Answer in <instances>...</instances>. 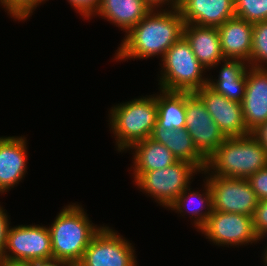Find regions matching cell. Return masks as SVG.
<instances>
[{
	"mask_svg": "<svg viewBox=\"0 0 267 266\" xmlns=\"http://www.w3.org/2000/svg\"><path fill=\"white\" fill-rule=\"evenodd\" d=\"M184 25L179 9L151 10L125 34L114 58L116 61L147 59L156 55L162 58L165 52L183 36Z\"/></svg>",
	"mask_w": 267,
	"mask_h": 266,
	"instance_id": "1",
	"label": "cell"
},
{
	"mask_svg": "<svg viewBox=\"0 0 267 266\" xmlns=\"http://www.w3.org/2000/svg\"><path fill=\"white\" fill-rule=\"evenodd\" d=\"M82 206L72 203L62 208L49 232L53 258L76 266L83 258L85 249L103 226L91 223Z\"/></svg>",
	"mask_w": 267,
	"mask_h": 266,
	"instance_id": "2",
	"label": "cell"
},
{
	"mask_svg": "<svg viewBox=\"0 0 267 266\" xmlns=\"http://www.w3.org/2000/svg\"><path fill=\"white\" fill-rule=\"evenodd\" d=\"M265 167L267 152L261 143L249 134L243 137H227L207 159L202 174L248 179Z\"/></svg>",
	"mask_w": 267,
	"mask_h": 266,
	"instance_id": "3",
	"label": "cell"
},
{
	"mask_svg": "<svg viewBox=\"0 0 267 266\" xmlns=\"http://www.w3.org/2000/svg\"><path fill=\"white\" fill-rule=\"evenodd\" d=\"M157 119V94L112 106L108 124L115 136L117 150L123 152L136 142L150 138Z\"/></svg>",
	"mask_w": 267,
	"mask_h": 266,
	"instance_id": "4",
	"label": "cell"
},
{
	"mask_svg": "<svg viewBox=\"0 0 267 266\" xmlns=\"http://www.w3.org/2000/svg\"><path fill=\"white\" fill-rule=\"evenodd\" d=\"M160 90L168 92H195L208 84L206 70L195 57L184 36L176 41L161 59Z\"/></svg>",
	"mask_w": 267,
	"mask_h": 266,
	"instance_id": "5",
	"label": "cell"
},
{
	"mask_svg": "<svg viewBox=\"0 0 267 266\" xmlns=\"http://www.w3.org/2000/svg\"><path fill=\"white\" fill-rule=\"evenodd\" d=\"M201 171L192 163L178 160L163 169L133 173L134 183L142 192L155 199L161 206L169 208L188 187L195 174Z\"/></svg>",
	"mask_w": 267,
	"mask_h": 266,
	"instance_id": "6",
	"label": "cell"
},
{
	"mask_svg": "<svg viewBox=\"0 0 267 266\" xmlns=\"http://www.w3.org/2000/svg\"><path fill=\"white\" fill-rule=\"evenodd\" d=\"M50 258H53V254L48 227L43 225L9 227L0 264L23 266L32 261Z\"/></svg>",
	"mask_w": 267,
	"mask_h": 266,
	"instance_id": "7",
	"label": "cell"
},
{
	"mask_svg": "<svg viewBox=\"0 0 267 266\" xmlns=\"http://www.w3.org/2000/svg\"><path fill=\"white\" fill-rule=\"evenodd\" d=\"M135 252L125 237L103 225L76 266H137Z\"/></svg>",
	"mask_w": 267,
	"mask_h": 266,
	"instance_id": "8",
	"label": "cell"
},
{
	"mask_svg": "<svg viewBox=\"0 0 267 266\" xmlns=\"http://www.w3.org/2000/svg\"><path fill=\"white\" fill-rule=\"evenodd\" d=\"M214 211L252 216L258 198L247 179L206 175Z\"/></svg>",
	"mask_w": 267,
	"mask_h": 266,
	"instance_id": "9",
	"label": "cell"
},
{
	"mask_svg": "<svg viewBox=\"0 0 267 266\" xmlns=\"http://www.w3.org/2000/svg\"><path fill=\"white\" fill-rule=\"evenodd\" d=\"M185 112V129L198 152L207 160L227 137L194 92H185Z\"/></svg>",
	"mask_w": 267,
	"mask_h": 266,
	"instance_id": "10",
	"label": "cell"
},
{
	"mask_svg": "<svg viewBox=\"0 0 267 266\" xmlns=\"http://www.w3.org/2000/svg\"><path fill=\"white\" fill-rule=\"evenodd\" d=\"M215 245L243 246L257 242L253 228V217L238 213L214 211L199 230Z\"/></svg>",
	"mask_w": 267,
	"mask_h": 266,
	"instance_id": "11",
	"label": "cell"
},
{
	"mask_svg": "<svg viewBox=\"0 0 267 266\" xmlns=\"http://www.w3.org/2000/svg\"><path fill=\"white\" fill-rule=\"evenodd\" d=\"M226 137H243L251 134L246 127L241 103L215 92L208 85L194 92Z\"/></svg>",
	"mask_w": 267,
	"mask_h": 266,
	"instance_id": "12",
	"label": "cell"
},
{
	"mask_svg": "<svg viewBox=\"0 0 267 266\" xmlns=\"http://www.w3.org/2000/svg\"><path fill=\"white\" fill-rule=\"evenodd\" d=\"M27 140L24 136L0 137V194L14 188L27 173ZM10 189V190H9Z\"/></svg>",
	"mask_w": 267,
	"mask_h": 266,
	"instance_id": "13",
	"label": "cell"
},
{
	"mask_svg": "<svg viewBox=\"0 0 267 266\" xmlns=\"http://www.w3.org/2000/svg\"><path fill=\"white\" fill-rule=\"evenodd\" d=\"M241 106L250 133L267 121V68L248 67Z\"/></svg>",
	"mask_w": 267,
	"mask_h": 266,
	"instance_id": "14",
	"label": "cell"
},
{
	"mask_svg": "<svg viewBox=\"0 0 267 266\" xmlns=\"http://www.w3.org/2000/svg\"><path fill=\"white\" fill-rule=\"evenodd\" d=\"M179 11L185 23L218 27L235 17L234 0H183Z\"/></svg>",
	"mask_w": 267,
	"mask_h": 266,
	"instance_id": "15",
	"label": "cell"
},
{
	"mask_svg": "<svg viewBox=\"0 0 267 266\" xmlns=\"http://www.w3.org/2000/svg\"><path fill=\"white\" fill-rule=\"evenodd\" d=\"M183 36L189 42L195 57L208 71L225 59L217 27L185 23Z\"/></svg>",
	"mask_w": 267,
	"mask_h": 266,
	"instance_id": "16",
	"label": "cell"
},
{
	"mask_svg": "<svg viewBox=\"0 0 267 266\" xmlns=\"http://www.w3.org/2000/svg\"><path fill=\"white\" fill-rule=\"evenodd\" d=\"M217 28L225 59L244 60L250 66L253 24L233 17Z\"/></svg>",
	"mask_w": 267,
	"mask_h": 266,
	"instance_id": "17",
	"label": "cell"
},
{
	"mask_svg": "<svg viewBox=\"0 0 267 266\" xmlns=\"http://www.w3.org/2000/svg\"><path fill=\"white\" fill-rule=\"evenodd\" d=\"M150 138L165 145L178 160L194 164L201 172L205 170L207 160L198 152L185 128L165 129L157 122Z\"/></svg>",
	"mask_w": 267,
	"mask_h": 266,
	"instance_id": "18",
	"label": "cell"
},
{
	"mask_svg": "<svg viewBox=\"0 0 267 266\" xmlns=\"http://www.w3.org/2000/svg\"><path fill=\"white\" fill-rule=\"evenodd\" d=\"M218 79H208V86L229 100L241 103L244 99L247 70L249 64L244 60L224 59Z\"/></svg>",
	"mask_w": 267,
	"mask_h": 266,
	"instance_id": "19",
	"label": "cell"
},
{
	"mask_svg": "<svg viewBox=\"0 0 267 266\" xmlns=\"http://www.w3.org/2000/svg\"><path fill=\"white\" fill-rule=\"evenodd\" d=\"M150 11L144 0H101L94 16H101L126 34Z\"/></svg>",
	"mask_w": 267,
	"mask_h": 266,
	"instance_id": "20",
	"label": "cell"
},
{
	"mask_svg": "<svg viewBox=\"0 0 267 266\" xmlns=\"http://www.w3.org/2000/svg\"><path fill=\"white\" fill-rule=\"evenodd\" d=\"M133 150V173H144L168 167L178 159L163 144L151 138L136 142L128 150ZM135 152V153H134Z\"/></svg>",
	"mask_w": 267,
	"mask_h": 266,
	"instance_id": "21",
	"label": "cell"
},
{
	"mask_svg": "<svg viewBox=\"0 0 267 266\" xmlns=\"http://www.w3.org/2000/svg\"><path fill=\"white\" fill-rule=\"evenodd\" d=\"M204 181L205 192L201 194L200 192L191 191L190 186H188L176 199V201L168 208L173 211L176 210L178 213H191L190 217L194 216V226L199 230L206 224L209 215L213 212L212 206V196L209 188V183ZM195 198V199H194ZM194 203H193V202ZM198 201V202H197ZM191 202V203H190ZM197 204V206L192 205ZM189 203L191 206H189ZM199 205V206H198ZM185 210V211H184ZM205 210V211H204ZM184 211V212H183Z\"/></svg>",
	"mask_w": 267,
	"mask_h": 266,
	"instance_id": "22",
	"label": "cell"
},
{
	"mask_svg": "<svg viewBox=\"0 0 267 266\" xmlns=\"http://www.w3.org/2000/svg\"><path fill=\"white\" fill-rule=\"evenodd\" d=\"M159 91L160 94H157V122L165 129L185 128V92Z\"/></svg>",
	"mask_w": 267,
	"mask_h": 266,
	"instance_id": "23",
	"label": "cell"
},
{
	"mask_svg": "<svg viewBox=\"0 0 267 266\" xmlns=\"http://www.w3.org/2000/svg\"><path fill=\"white\" fill-rule=\"evenodd\" d=\"M250 66L267 68V20L253 24Z\"/></svg>",
	"mask_w": 267,
	"mask_h": 266,
	"instance_id": "24",
	"label": "cell"
},
{
	"mask_svg": "<svg viewBox=\"0 0 267 266\" xmlns=\"http://www.w3.org/2000/svg\"><path fill=\"white\" fill-rule=\"evenodd\" d=\"M235 17L252 24L267 20V0H234Z\"/></svg>",
	"mask_w": 267,
	"mask_h": 266,
	"instance_id": "25",
	"label": "cell"
},
{
	"mask_svg": "<svg viewBox=\"0 0 267 266\" xmlns=\"http://www.w3.org/2000/svg\"><path fill=\"white\" fill-rule=\"evenodd\" d=\"M45 0H0L8 15L16 20H27L33 13V10ZM47 1V0H46Z\"/></svg>",
	"mask_w": 267,
	"mask_h": 266,
	"instance_id": "26",
	"label": "cell"
},
{
	"mask_svg": "<svg viewBox=\"0 0 267 266\" xmlns=\"http://www.w3.org/2000/svg\"><path fill=\"white\" fill-rule=\"evenodd\" d=\"M251 188L255 192L258 200L267 199V167L258 170L248 179Z\"/></svg>",
	"mask_w": 267,
	"mask_h": 266,
	"instance_id": "27",
	"label": "cell"
},
{
	"mask_svg": "<svg viewBox=\"0 0 267 266\" xmlns=\"http://www.w3.org/2000/svg\"><path fill=\"white\" fill-rule=\"evenodd\" d=\"M84 18L93 17L100 7L101 0H67ZM93 15V16H92Z\"/></svg>",
	"mask_w": 267,
	"mask_h": 266,
	"instance_id": "28",
	"label": "cell"
},
{
	"mask_svg": "<svg viewBox=\"0 0 267 266\" xmlns=\"http://www.w3.org/2000/svg\"><path fill=\"white\" fill-rule=\"evenodd\" d=\"M253 228L256 235L267 228V199L258 201L253 215Z\"/></svg>",
	"mask_w": 267,
	"mask_h": 266,
	"instance_id": "29",
	"label": "cell"
},
{
	"mask_svg": "<svg viewBox=\"0 0 267 266\" xmlns=\"http://www.w3.org/2000/svg\"><path fill=\"white\" fill-rule=\"evenodd\" d=\"M5 212V209L0 205V258L4 253L6 246L7 232L10 226V218Z\"/></svg>",
	"mask_w": 267,
	"mask_h": 266,
	"instance_id": "30",
	"label": "cell"
},
{
	"mask_svg": "<svg viewBox=\"0 0 267 266\" xmlns=\"http://www.w3.org/2000/svg\"><path fill=\"white\" fill-rule=\"evenodd\" d=\"M144 2L151 10H158V8L160 10L161 7L169 4L166 10H169V8L170 10L179 8V5L174 0H144Z\"/></svg>",
	"mask_w": 267,
	"mask_h": 266,
	"instance_id": "31",
	"label": "cell"
},
{
	"mask_svg": "<svg viewBox=\"0 0 267 266\" xmlns=\"http://www.w3.org/2000/svg\"><path fill=\"white\" fill-rule=\"evenodd\" d=\"M23 266H72V265L64 260L50 258V259L32 261L24 264Z\"/></svg>",
	"mask_w": 267,
	"mask_h": 266,
	"instance_id": "32",
	"label": "cell"
},
{
	"mask_svg": "<svg viewBox=\"0 0 267 266\" xmlns=\"http://www.w3.org/2000/svg\"><path fill=\"white\" fill-rule=\"evenodd\" d=\"M251 134L261 143L267 152V121L254 129Z\"/></svg>",
	"mask_w": 267,
	"mask_h": 266,
	"instance_id": "33",
	"label": "cell"
},
{
	"mask_svg": "<svg viewBox=\"0 0 267 266\" xmlns=\"http://www.w3.org/2000/svg\"><path fill=\"white\" fill-rule=\"evenodd\" d=\"M267 228L266 229H263V230H261L258 234H257V242L258 241H261L262 240V238L264 239V238H266L267 236ZM261 239V240H260ZM266 248L264 249V251H266L267 250V246H265Z\"/></svg>",
	"mask_w": 267,
	"mask_h": 266,
	"instance_id": "34",
	"label": "cell"
},
{
	"mask_svg": "<svg viewBox=\"0 0 267 266\" xmlns=\"http://www.w3.org/2000/svg\"><path fill=\"white\" fill-rule=\"evenodd\" d=\"M263 262L265 263V266H267V250L263 252Z\"/></svg>",
	"mask_w": 267,
	"mask_h": 266,
	"instance_id": "35",
	"label": "cell"
},
{
	"mask_svg": "<svg viewBox=\"0 0 267 266\" xmlns=\"http://www.w3.org/2000/svg\"><path fill=\"white\" fill-rule=\"evenodd\" d=\"M178 5L183 1V0H174Z\"/></svg>",
	"mask_w": 267,
	"mask_h": 266,
	"instance_id": "36",
	"label": "cell"
}]
</instances>
